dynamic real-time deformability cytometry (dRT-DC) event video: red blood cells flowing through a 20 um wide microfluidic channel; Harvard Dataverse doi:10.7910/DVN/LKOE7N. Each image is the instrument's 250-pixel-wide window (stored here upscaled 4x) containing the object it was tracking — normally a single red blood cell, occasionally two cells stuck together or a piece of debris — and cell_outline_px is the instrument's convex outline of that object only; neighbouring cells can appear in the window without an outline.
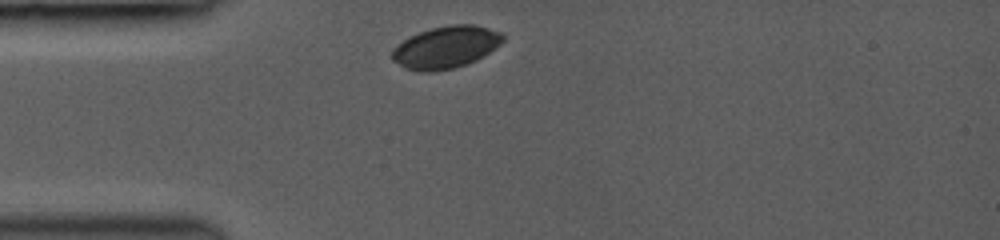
{"species": "common noctule bat (a hibernating species)", "species_latin": "Nyctalus noctula", "temperature_condition": "room temperature", "stored_images_in_passage": 38, "camera_frame_rate_fps": 3000, "um_per_image_px": 0.085, "animal": {"sex": "female", "body_mass_g": 19.0, "forearm_length_mm": 53.3}, "frame": {"image": 1, "passage_image": 1, "time_ms": 0.0, "image_size_px": [1000, 240], "cell_outline_px": [[504, 40], [500, 44], [476, 60], [452, 68], [432, 72], [420, 72], [404, 68], [392, 60], [392, 48], [396, 44], [420, 32], [432, 28], [452, 24], [476, 24], [504, 32]], "centroid_in_image_um": [37.9, 4.0], "position_along_channel_um": 47.1, "area_um2": 27.22}}
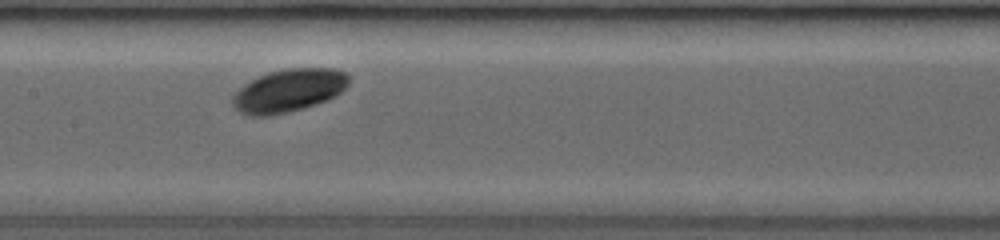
{"frame": {"image": 2, "passage_image": 13, "time_ms": 3.667, "image_size_px": [1000, 240], "cell_outline_px": [[348, 84], [336, 96], [328, 100], [304, 108], [272, 116], [248, 116], [240, 112], [232, 104], [232, 96], [244, 84], [268, 72], [284, 68], [332, 68], [344, 72], [348, 76]], "centroid_in_image_um": [24.53, 7.71], "position_along_channel_um": 182.9, "area_um2": 29.13}}
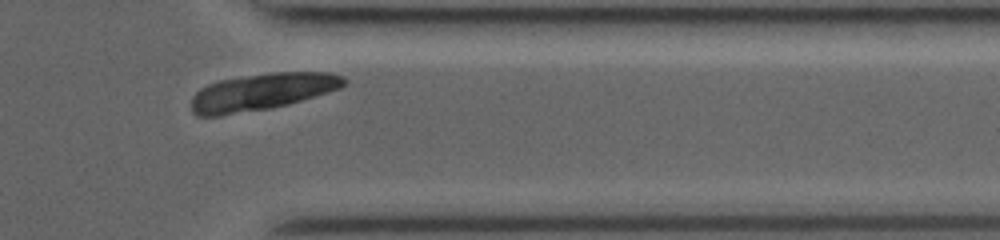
{"frame": {"image": 3, "passage_image": 33, "time_ms": 8.667, "image_size_px": [1000, 240], "cell_outline_px": [[348, 84], [340, 88], [288, 104], [272, 108], [220, 116], [196, 116], [192, 112], [192, 96], [200, 88], [208, 84], [220, 80], [272, 72], [328, 72], [344, 76], [348, 80]], "centroid_in_image_um": [22.27, 7.81], "position_along_channel_um": 389.1, "area_um2": 32.89}}